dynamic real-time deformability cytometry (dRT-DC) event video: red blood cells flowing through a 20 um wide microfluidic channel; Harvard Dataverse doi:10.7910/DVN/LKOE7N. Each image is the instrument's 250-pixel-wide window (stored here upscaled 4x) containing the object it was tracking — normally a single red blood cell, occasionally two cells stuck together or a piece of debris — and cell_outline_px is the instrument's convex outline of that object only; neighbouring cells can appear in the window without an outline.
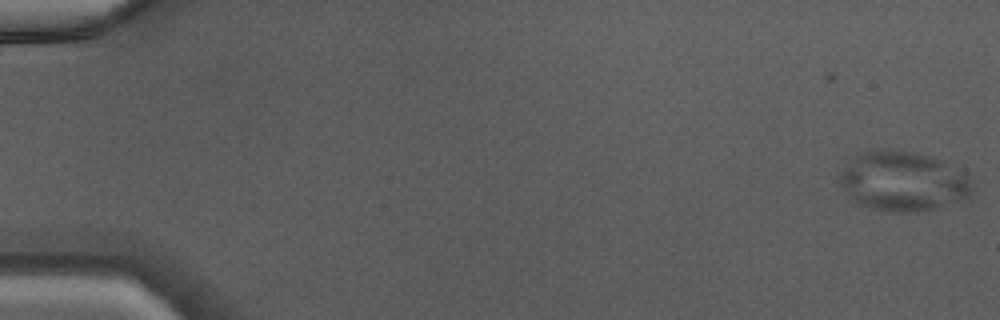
{"species": "Egyptian fruit bat (a non-hibernating species)", "species_latin": "Rousettus aegyptiacus", "temperature_condition": "warm", "stored_images_in_passage": 12, "camera_frame_rate_fps": 3000, "um_per_image_px": 0.085, "animal": {"sex": "male"}, "frame": {"image": 1, "passage_image": 1, "time_ms": 0.0, "image_size_px": [1000, 320], "cell_outline_px": [[972, 188], [960, 200], [932, 208], [916, 212], [892, 212], [868, 208], [856, 204], [848, 196], [840, 180], [840, 172], [856, 156], [864, 152], [916, 152], [944, 160], [964, 172], [972, 180]], "centroid_in_image_um": [76.76, 15.44], "position_along_channel_um": 8.2, "area_um2": 45.14}}